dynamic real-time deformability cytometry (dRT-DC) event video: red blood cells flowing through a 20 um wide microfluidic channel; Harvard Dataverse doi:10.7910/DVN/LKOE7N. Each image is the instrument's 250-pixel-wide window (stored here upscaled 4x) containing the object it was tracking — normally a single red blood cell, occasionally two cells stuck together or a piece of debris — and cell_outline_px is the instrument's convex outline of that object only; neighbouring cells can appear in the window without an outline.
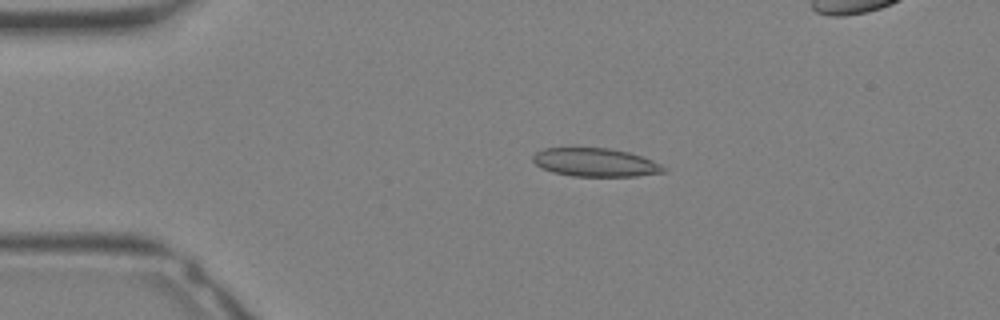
{"species": "Egyptian fruit bat (a non-hibernating species)", "species_latin": "Rousettus aegyptiacus", "temperature_condition": "warm", "stored_images_in_passage": 18, "camera_frame_rate_fps": 3000, "um_per_image_px": 0.085, "animal": {"sex": "female"}, "frame": {"image": 1, "passage_image": 7, "time_ms": 2.0, "image_size_px": [1000, 320], "cell_outline_px": [[668, 172], [636, 176], [572, 176], [552, 172], [536, 164], [532, 160], [532, 156], [536, 152], [544, 148], [608, 148], [628, 152], [652, 160], [660, 164]], "centroid_in_image_um": [50.6, 13.81], "position_along_channel_um": 34.4, "area_um2": 21.5}}
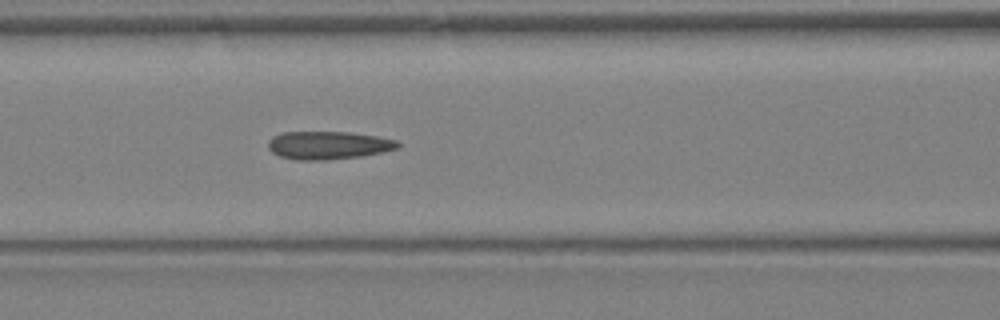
{"frame": {"image": 2, "passage_image": 14, "time_ms": 4.333, "image_size_px": [1000, 320], "cell_outline_px": [[400, 144], [396, 148], [364, 156], [324, 160], [296, 160], [280, 156], [272, 152], [268, 148], [268, 140], [272, 136], [280, 132], [352, 132], [376, 136], [396, 140]], "centroid_in_image_um": [27.85, 12.34], "position_along_channel_um": 138.7, "area_um2": 21.21}}
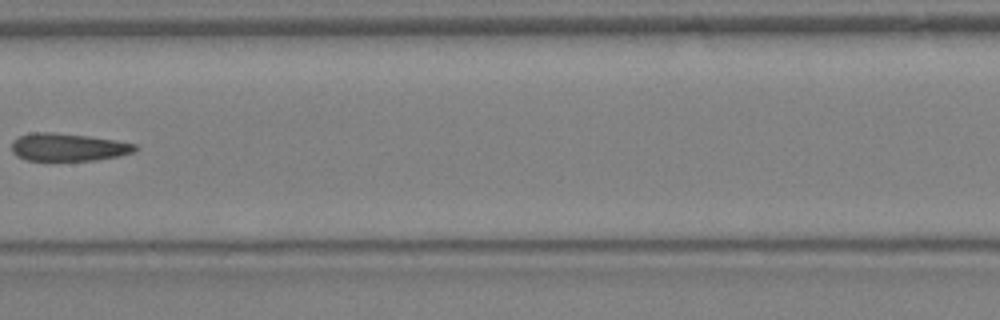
{"frame": {"image": 3, "passage_image": 17, "time_ms": 5.333, "image_size_px": [1000, 320], "cell_outline_px": [[140, 148], [136, 152], [120, 156], [96, 160], [28, 160], [16, 156], [12, 152], [12, 140], [20, 136], [32, 132], [52, 132], [88, 136], [116, 140], [136, 144]], "centroid_in_image_um": [5.83, 12.51], "position_along_channel_um": 201.6, "area_um2": 20.11}}